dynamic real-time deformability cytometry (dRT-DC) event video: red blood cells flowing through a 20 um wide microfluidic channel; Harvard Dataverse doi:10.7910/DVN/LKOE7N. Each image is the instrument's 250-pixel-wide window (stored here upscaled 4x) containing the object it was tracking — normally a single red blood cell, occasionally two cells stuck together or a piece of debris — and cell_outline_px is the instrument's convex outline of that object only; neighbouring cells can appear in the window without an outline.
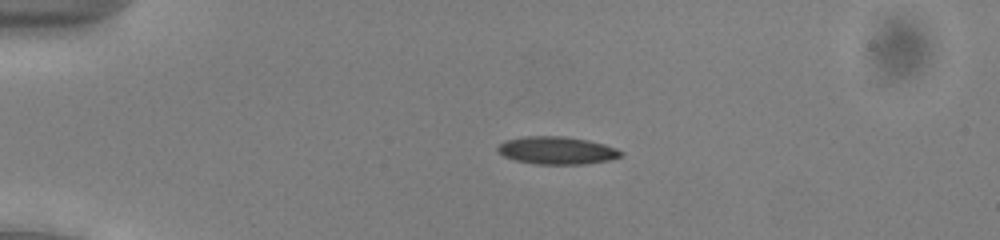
{"species": "common noctule bat (a hibernating species)", "species_latin": "Nyctalus noctula", "temperature_condition": "cold", "stored_images_in_passage": 52, "camera_frame_rate_fps": 3000, "um_per_image_px": 0.085, "animal": {"sex": "male", "body_mass_g": 13.0, "forearm_length_mm": 53.1}, "frame": {"image": 1, "passage_image": 12, "time_ms": 3.667, "image_size_px": [1000, 240], "cell_outline_px": [[624, 152], [620, 156], [608, 160], [584, 164], [536, 164], [516, 160], [504, 156], [496, 148], [504, 140], [524, 136], [564, 136], [588, 140], [604, 144], [616, 148]], "centroid_in_image_um": [47.33, 12.78], "position_along_channel_um": 37.7, "area_um2": 19.77}}
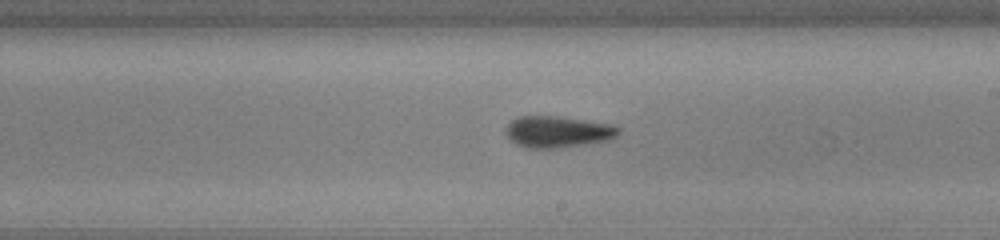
{"frame": {"image": 2, "passage_image": 31, "time_ms": 10.0, "image_size_px": [1000, 240], "cell_outline_px": [[620, 132], [612, 140], [556, 148], [528, 148], [516, 144], [504, 132], [504, 128], [512, 120], [520, 116], [556, 116], [612, 124], [620, 128]], "centroid_in_image_um": [47.42, 11.2], "position_along_channel_um": 241.6, "area_um2": 20.69}}
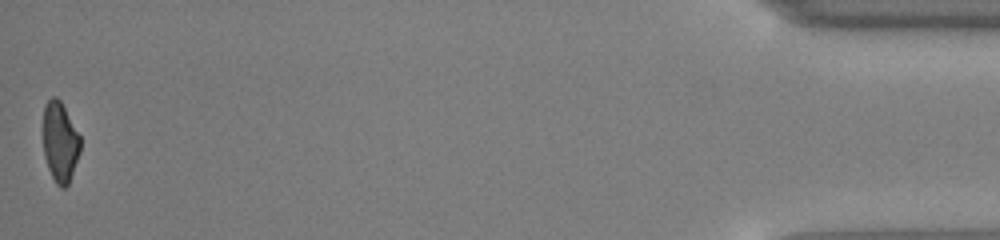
{"frame": {"image": 3, "passage_image": 52, "time_ms": 17.0, "image_size_px": [1000, 240], "cell_outline_px": [[80, 152], [68, 184], [64, 188], [60, 188], [56, 184], [48, 168], [44, 156], [44, 104], [52, 96], [56, 96], [60, 100], [80, 136]], "centroid_in_image_um": [5.1, 12.07], "position_along_channel_um": 430.1, "area_um2": 17.17}, "authors_computed_cell_mechanics": {"area_um2": 19.3052, "velocity_mm_per_s": 3.9583, "shape_relaxation_time_tau1_ms": 2.3068, "shape_relaxation_time_tau2_ms": 2.9261, "deformation_change_tau1": 0.1162, "deformation_change_tau2": 0.0961}}